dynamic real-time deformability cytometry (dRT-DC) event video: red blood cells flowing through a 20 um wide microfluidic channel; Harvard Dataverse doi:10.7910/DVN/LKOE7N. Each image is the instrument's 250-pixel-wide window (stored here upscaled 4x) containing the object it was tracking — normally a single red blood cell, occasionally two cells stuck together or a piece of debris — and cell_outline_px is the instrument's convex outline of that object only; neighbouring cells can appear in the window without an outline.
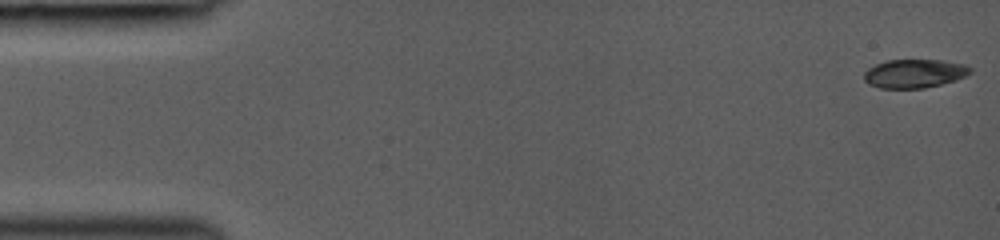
{"species": "common noctule bat (a hibernating species)", "species_latin": "Nyctalus noctula", "temperature_condition": "room temperature", "stored_images_in_passage": 54, "camera_frame_rate_fps": 3000, "um_per_image_px": 0.085, "animal": {"sex": "female", "body_mass_g": 19.0, "forearm_length_mm": 53.3}, "frame": {"image": 1, "passage_image": 1, "time_ms": 0.0, "image_size_px": [1000, 240], "cell_outline_px": [[972, 72], [956, 80], [924, 88], [880, 88], [868, 84], [864, 80], [864, 72], [868, 68], [876, 64], [888, 60], [944, 60], [964, 64], [972, 68]], "centroid_in_image_um": [77.72, 6.25], "position_along_channel_um": 7.3, "area_um2": 17.74}}
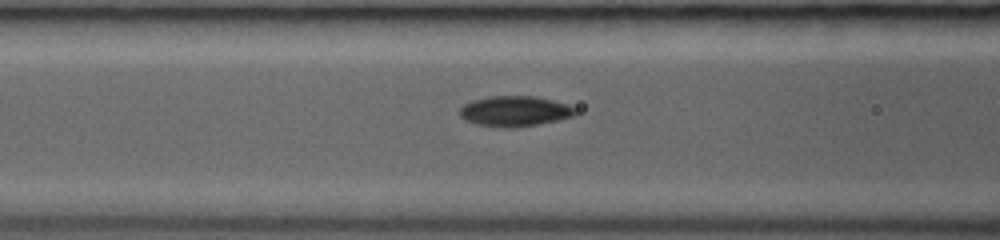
{"frame": {"image": 2, "passage_image": 21, "time_ms": 6.0, "image_size_px": [1000, 240], "cell_outline_px": [[576, 116], [536, 124], [512, 128], [504, 128], [476, 124], [464, 120], [460, 116], [460, 108], [464, 104], [472, 100], [488, 96], [536, 96], [568, 104], [576, 108]], "centroid_in_image_um": [43.75, 9.44], "position_along_channel_um": 122.9, "area_um2": 20.58}}
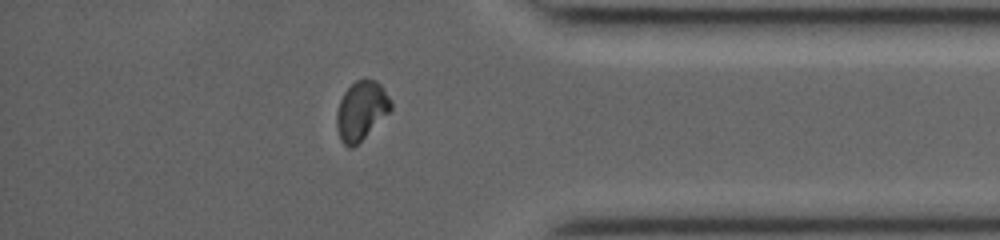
{"frame": {"image": 3, "passage_image": 46, "time_ms": 12.667, "image_size_px": [1000, 240], "cell_outline_px": [[392, 108], [352, 148], [348, 148], [340, 140], [336, 128], [336, 112], [340, 100], [344, 92], [356, 80], [364, 76], [376, 80], [380, 84], [392, 100]], "centroid_in_image_um": [30.68, 9.35], "position_along_channel_um": 404.5, "area_um2": 18.55}}